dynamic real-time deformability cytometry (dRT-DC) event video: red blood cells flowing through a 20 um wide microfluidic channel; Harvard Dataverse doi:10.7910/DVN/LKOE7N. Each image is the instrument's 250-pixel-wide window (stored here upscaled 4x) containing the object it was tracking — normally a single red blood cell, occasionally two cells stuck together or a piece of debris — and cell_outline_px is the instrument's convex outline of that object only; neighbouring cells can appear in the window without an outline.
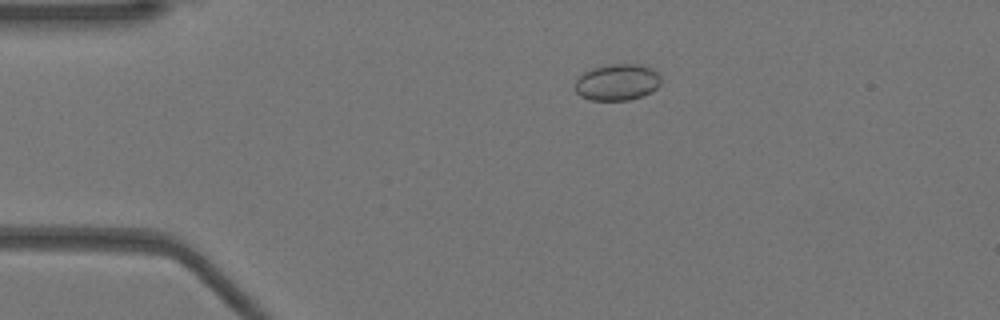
{"species": "Egyptian fruit bat (a non-hibernating species)", "species_latin": "Rousettus aegyptiacus", "temperature_condition": "warm", "stored_images_in_passage": 45, "camera_frame_rate_fps": 3000, "um_per_image_px": 0.085, "animal": {"sex": "female"}, "frame": {"image": 1, "passage_image": 6, "time_ms": 1.667, "image_size_px": [1000, 320], "cell_outline_px": [[660, 84], [652, 92], [628, 100], [592, 100], [580, 96], [576, 92], [576, 80], [584, 72], [592, 68], [612, 64], [636, 64], [652, 68], [660, 76]], "centroid_in_image_um": [52.47, 6.99], "position_along_channel_um": 32.5, "area_um2": 18.09}}
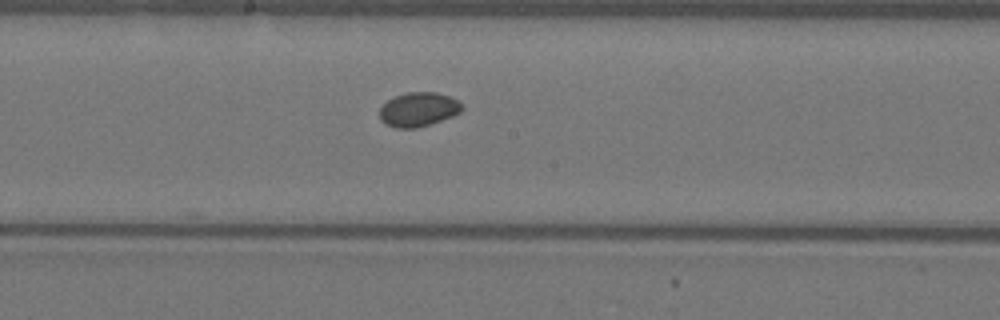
{"frame": {"image": 2, "passage_image": 23, "time_ms": 7.333, "image_size_px": [1000, 320], "cell_outline_px": [[464, 108], [460, 112], [452, 116], [416, 128], [396, 128], [384, 124], [380, 120], [380, 108], [388, 100], [396, 96], [408, 92], [436, 92], [452, 96]], "centroid_in_image_um": [35.55, 9.3], "position_along_channel_um": 212.6, "area_um2": 16.3}}
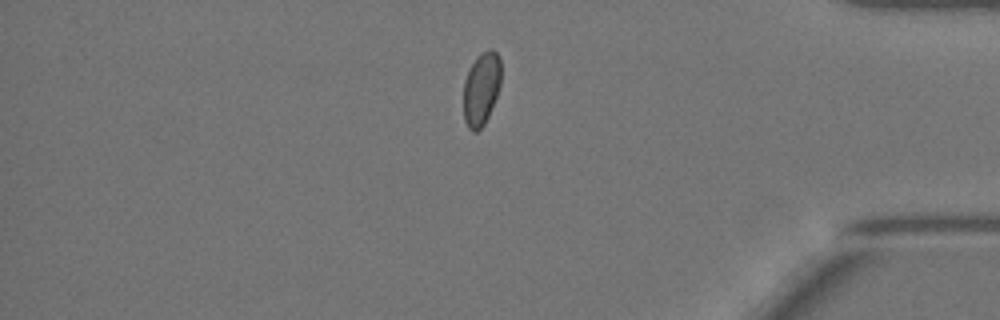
{"frame": {"image": 3, "passage_image": 39, "time_ms": 12.667, "image_size_px": [1000, 320], "cell_outline_px": [[500, 84], [496, 96], [488, 116], [484, 124], [476, 132], [472, 132], [468, 128], [464, 120], [464, 80], [472, 64], [480, 52], [488, 48], [492, 48], [500, 56]], "centroid_in_image_um": [40.91, 7.52], "position_along_channel_um": 394.3, "area_um2": 15.95}}